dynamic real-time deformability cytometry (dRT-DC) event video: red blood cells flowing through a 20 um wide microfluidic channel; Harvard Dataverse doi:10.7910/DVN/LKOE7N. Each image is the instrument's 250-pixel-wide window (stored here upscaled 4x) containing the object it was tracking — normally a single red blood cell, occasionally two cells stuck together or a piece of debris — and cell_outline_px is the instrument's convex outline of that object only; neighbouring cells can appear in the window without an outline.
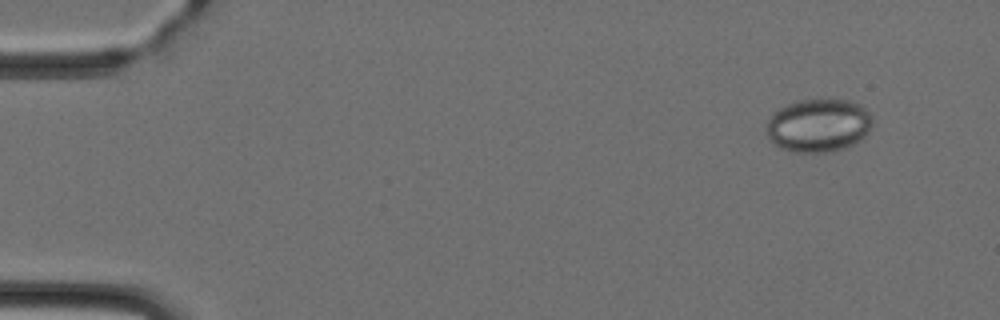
{"species": "Egyptian fruit bat (a non-hibernating species)", "species_latin": "Rousettus aegyptiacus", "temperature_condition": "cold", "stored_images_in_passage": 8, "camera_frame_rate_fps": 3000, "um_per_image_px": 0.085, "animal": {"sex": "female"}, "frame": {"image": 1, "passage_image": 1, "time_ms": 0.0, "image_size_px": [1000, 320], "cell_outline_px": [[872, 124], [868, 132], [860, 140], [844, 148], [828, 152], [792, 152], [780, 148], [768, 136], [764, 128], [768, 120], [780, 108], [796, 100], [848, 100], [860, 104], [872, 116]], "centroid_in_image_um": [69.57, 10.66], "position_along_channel_um": 15.4, "area_um2": 32.77}}
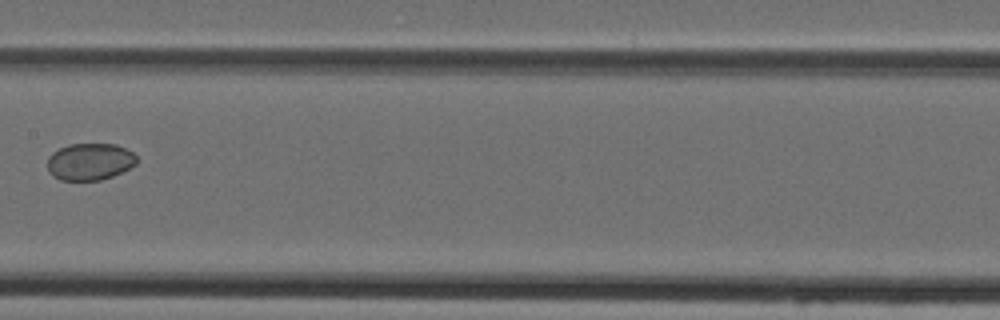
{"frame": {"image": 2, "passage_image": 7, "time_ms": 7.0, "image_size_px": [1000, 320], "cell_outline_px": [[136, 164], [112, 176], [100, 180], [60, 180], [52, 176], [48, 172], [48, 156], [52, 152], [68, 144], [116, 144], [132, 152], [136, 156]], "centroid_in_image_um": [7.6, 13.74], "position_along_channel_um": 199.8, "area_um2": 19.19}}
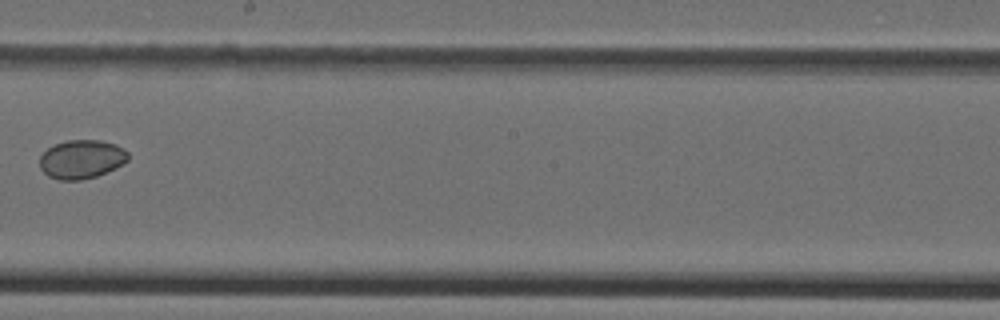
{"frame": {"image": 3, "passage_image": 8, "time_ms": 8.0, "image_size_px": [1000, 320], "cell_outline_px": [[128, 160], [96, 176], [80, 180], [60, 180], [48, 176], [40, 168], [40, 156], [48, 148], [56, 144], [68, 140], [100, 140], [116, 144], [124, 148], [128, 152]], "centroid_in_image_um": [6.91, 13.52], "position_along_channel_um": 241.3, "area_um2": 19.71}}